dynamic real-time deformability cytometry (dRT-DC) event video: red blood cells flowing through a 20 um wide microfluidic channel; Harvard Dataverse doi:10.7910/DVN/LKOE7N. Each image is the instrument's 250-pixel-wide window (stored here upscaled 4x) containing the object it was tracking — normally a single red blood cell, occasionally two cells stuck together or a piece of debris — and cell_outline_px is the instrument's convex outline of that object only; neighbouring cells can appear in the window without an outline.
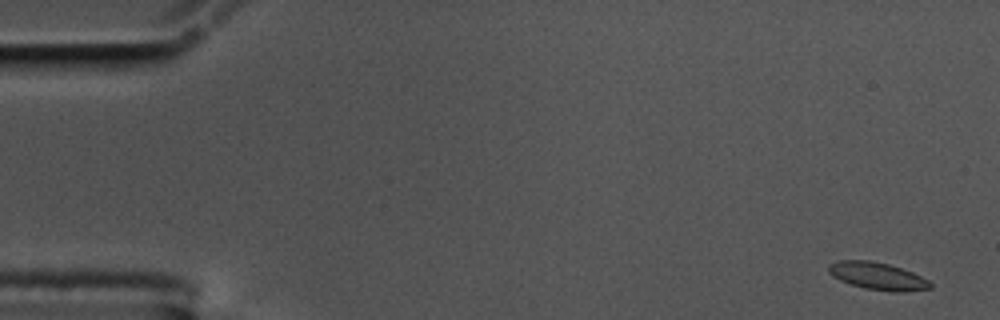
{"species": "common noctule bat (a hibernating species)", "species_latin": "Nyctalus noctula", "temperature_condition": "cold", "stored_images_in_passage": 58, "camera_frame_rate_fps": 3000, "um_per_image_px": 0.085, "animal": {"sex": "male", "body_mass_g": 17.5, "forearm_length_mm": 52.3}, "frame": {"image": 1, "passage_image": 2, "time_ms": 0.333, "image_size_px": [1000, 320], "cell_outline_px": [[932, 288], [896, 292], [892, 292], [864, 288], [840, 280], [832, 276], [828, 272], [828, 264], [840, 260], [868, 260], [888, 264], [912, 272], [928, 280], [932, 284]], "centroid_in_image_um": [74.57, 23.46], "position_along_channel_um": 10.4, "area_um2": 16.07}}
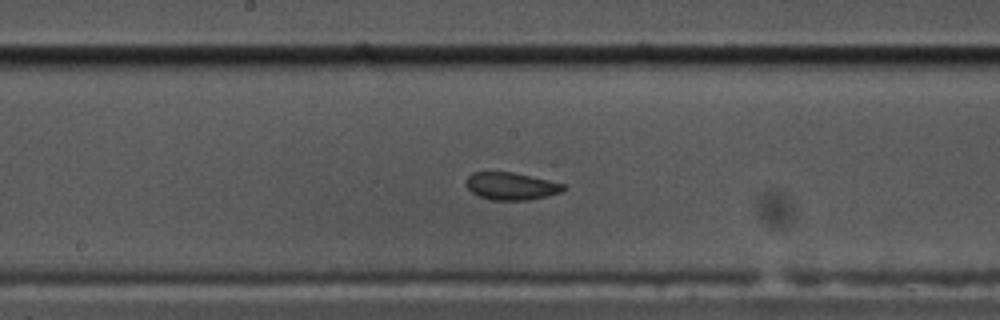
{"frame": {"image": 2, "passage_image": 30, "time_ms": 9.667, "image_size_px": [1000, 320], "cell_outline_px": [[568, 188], [564, 192], [532, 200], [492, 200], [476, 196], [464, 184], [464, 180], [472, 172], [512, 172], [548, 180], [564, 184]], "centroid_in_image_um": [43.45, 15.83], "position_along_channel_um": 204.7, "area_um2": 15.9}}
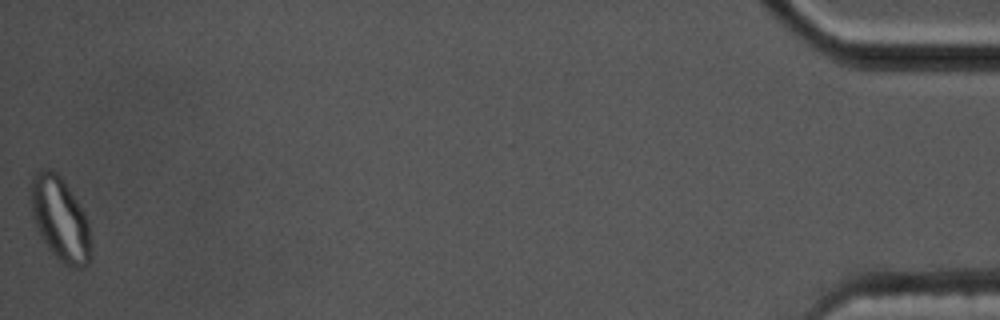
{"frame": {"image": 3, "passage_image": 58, "time_ms": 19.0, "image_size_px": [1000, 320], "cell_outline_px": [[92, 260], [84, 268], [72, 268], [60, 264], [48, 248], [40, 236], [36, 228], [32, 216], [32, 176], [36, 172], [44, 168], [48, 168], [56, 172], [60, 176], [84, 212], [88, 220], [92, 240]], "centroid_in_image_um": [5.16, 18.72], "position_along_channel_um": 430.0, "area_um2": 29.77}, "authors_computed_cell_mechanics": {"area_um2": 16.0684, "velocity_mm_per_s": 3.4536, "shape_relaxation_time_tau1_ms": null, "shape_relaxation_time_tau2_ms": 1.3942, "deformation_change_tau1": null, "deformation_change_tau2": 0.0509}}